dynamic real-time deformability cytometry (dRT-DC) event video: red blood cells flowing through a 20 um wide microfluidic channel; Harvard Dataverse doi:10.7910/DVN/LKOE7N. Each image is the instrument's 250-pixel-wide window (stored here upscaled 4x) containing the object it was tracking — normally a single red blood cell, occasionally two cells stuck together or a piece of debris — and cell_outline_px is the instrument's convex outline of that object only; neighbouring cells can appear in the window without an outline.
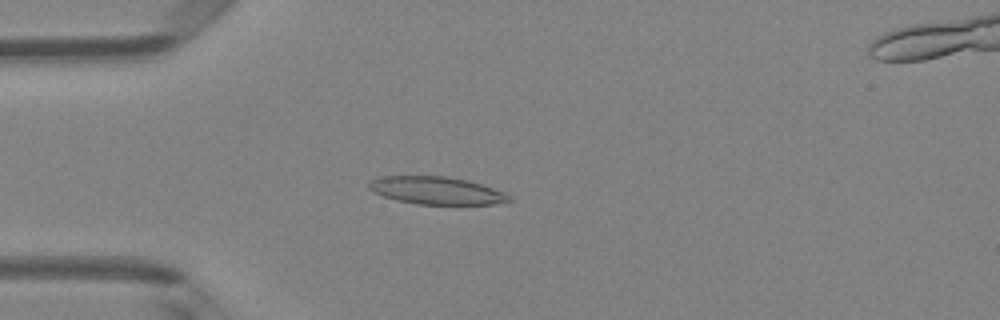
{"species": "Egyptian fruit bat (a non-hibernating species)", "species_latin": "Rousettus aegyptiacus", "temperature_condition": "room temperature", "stored_images_in_passage": 39, "camera_frame_rate_fps": 3000, "um_per_image_px": 0.085, "animal": {"sex": "female"}, "frame": {"image": 1, "passage_image": 3, "time_ms": 0.667, "image_size_px": [1000, 320], "cell_outline_px": [[516, 200], [492, 204], [416, 204], [396, 200], [372, 192], [368, 188], [368, 184], [372, 180], [384, 176], [448, 176], [468, 180], [504, 192], [512, 196]], "centroid_in_image_um": [37.12, 16.2], "position_along_channel_um": 47.9, "area_um2": 22.6}}
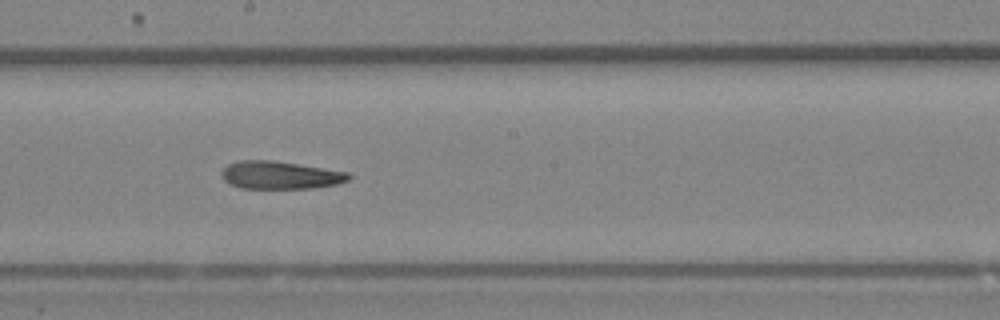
{"frame": {"image": 2, "passage_image": 17, "time_ms": 5.333, "image_size_px": [1000, 320], "cell_outline_px": [[352, 176], [348, 180], [336, 184], [312, 188], [240, 188], [228, 184], [220, 176], [220, 172], [228, 164], [240, 160], [272, 160], [348, 172]], "centroid_in_image_um": [23.76, 14.89], "position_along_channel_um": 224.4, "area_um2": 20.58}}
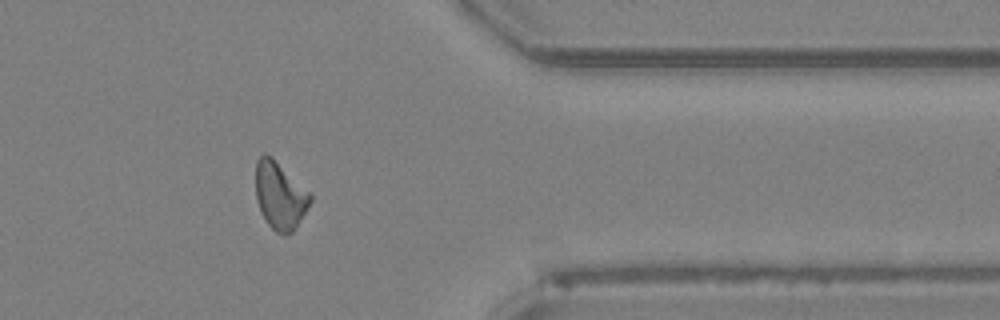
{"frame": {"image": 3, "passage_image": 30, "time_ms": 9.667, "image_size_px": [1000, 320], "cell_outline_px": [[312, 200], [292, 232], [284, 236], [276, 232], [268, 224], [256, 200], [256, 160], [264, 152], [272, 156], [312, 196]], "centroid_in_image_um": [23.77, 16.61], "position_along_channel_um": 387.6, "area_um2": 21.04}, "authors_computed_cell_mechanics": {"area_um2": 21.2126, "velocity_mm_per_s": 4.1176, "shape_relaxation_time_tau1_ms": 8.5819, "shape_relaxation_time_tau2_ms": 5.1947, "deformation_change_tau1": 0.2255, "deformation_change_tau2": 0.1759}}